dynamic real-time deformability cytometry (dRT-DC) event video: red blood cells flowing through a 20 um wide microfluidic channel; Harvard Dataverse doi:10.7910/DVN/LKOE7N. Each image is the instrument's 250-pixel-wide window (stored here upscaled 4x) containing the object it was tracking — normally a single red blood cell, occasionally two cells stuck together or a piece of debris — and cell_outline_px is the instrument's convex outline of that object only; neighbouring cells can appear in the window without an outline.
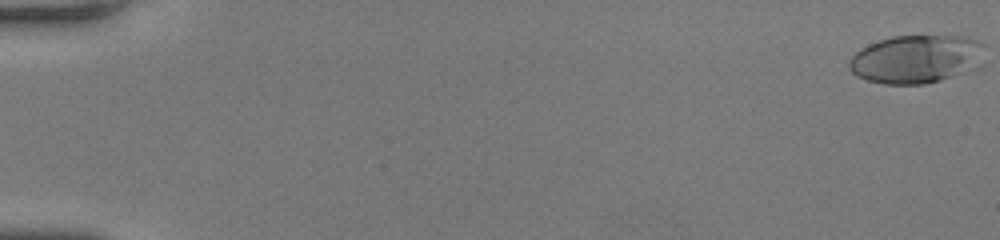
{"species": "human", "species_latin": "Homo sapiens", "temperature_condition": "room temperature", "stored_images_in_passage": 56, "camera_frame_rate_fps": 3000, "um_per_image_px": 0.085, "donor": {"sex": "female"}, "frame": {"image": 1, "passage_image": 1, "time_ms": 0.0, "image_size_px": [1000, 240], "cell_outline_px": [[984, 64], [980, 68], [940, 80], [924, 84], [884, 84], [868, 80], [856, 76], [848, 68], [848, 60], [860, 48], [868, 44], [892, 36], [968, 36], [980, 40], [984, 44]], "centroid_in_image_um": [77.95, 5.02], "position_along_channel_um": 7.1, "area_um2": 38.9}}
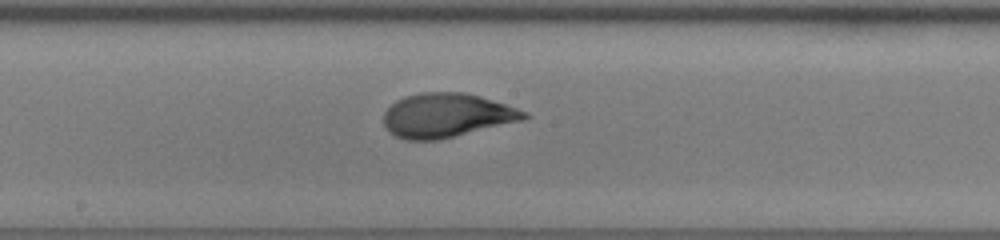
{"frame": {"image": 2, "passage_image": 32, "time_ms": 10.333, "image_size_px": [1000, 240], "cell_outline_px": [[532, 116], [524, 120], [440, 140], [404, 140], [388, 132], [384, 128], [384, 112], [396, 100], [404, 96], [420, 92], [464, 92], [480, 96], [528, 112]], "centroid_in_image_um": [37.96, 9.81], "position_along_channel_um": 210.2, "area_um2": 36.41}}
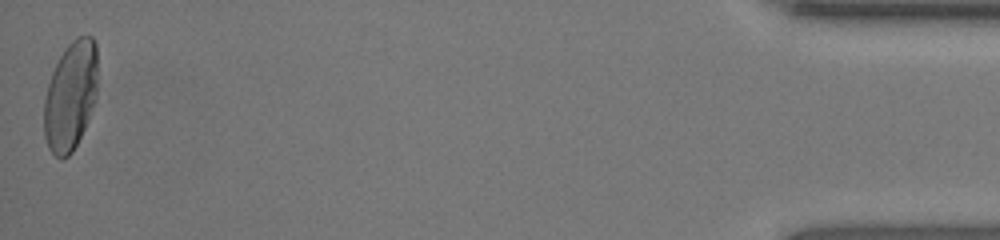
{"frame": {"image": 3, "passage_image": 56, "time_ms": 18.333, "image_size_px": [1000, 240], "cell_outline_px": [[96, 100], [88, 120], [72, 152], [68, 156], [60, 160], [48, 148], [44, 136], [44, 100], [48, 84], [52, 72], [60, 56], [68, 44], [76, 36], [92, 36], [96, 44]], "centroid_in_image_um": [5.99, 8.16], "position_along_channel_um": 429.2, "area_um2": 33.99}, "authors_computed_cell_mechanics": {"area_um2": 35.7204, "velocity_mm_per_s": 3.8205, "shape_relaxation_time_tau1_ms": 5.6428, "shape_relaxation_time_tau2_ms": null, "deformation_change_tau1": 0.2518, "deformation_change_tau2": null}}